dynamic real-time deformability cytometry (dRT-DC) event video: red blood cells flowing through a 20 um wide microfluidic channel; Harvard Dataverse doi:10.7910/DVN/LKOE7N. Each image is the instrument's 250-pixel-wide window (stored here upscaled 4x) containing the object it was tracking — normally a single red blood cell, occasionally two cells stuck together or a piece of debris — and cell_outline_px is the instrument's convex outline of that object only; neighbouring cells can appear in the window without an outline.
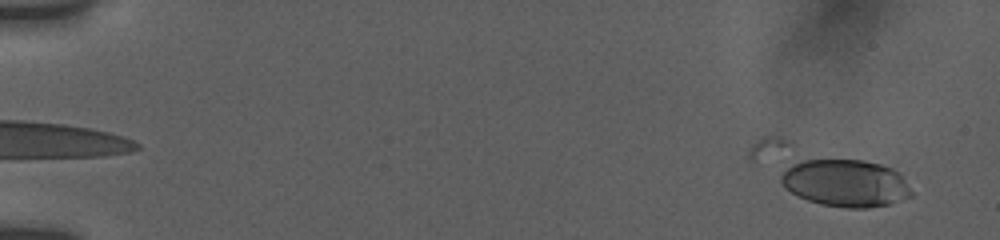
{"species": "human", "species_latin": "Homo sapiens", "temperature_condition": "room temperature", "stored_images_in_passage": 27, "camera_frame_rate_fps": 3000, "um_per_image_px": 0.085, "donor": {"sex": "female"}, "frame": {"image": 1, "passage_image": 4, "time_ms": 1.0, "image_size_px": [1000, 240], "cell_outline_px": [[912, 196], [888, 204], [868, 208], [848, 208], [820, 204], [808, 200], [784, 188], [780, 180], [780, 176], [792, 164], [804, 160], [864, 160], [880, 164], [892, 168], [900, 172], [912, 192]], "centroid_in_image_um": [71.9, 15.56], "position_along_channel_um": 13.1, "area_um2": 35.78}}
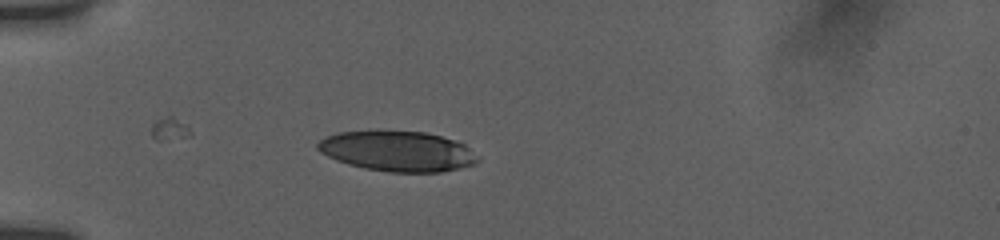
{"frame": {"image": 2, "passage_image": 18, "time_ms": 5.667, "image_size_px": [1000, 240], "cell_outline_px": [[480, 160], [476, 164], [460, 168], [440, 172], [388, 172], [364, 168], [348, 164], [336, 160], [320, 152], [316, 148], [316, 144], [324, 136], [336, 132], [424, 132], [440, 136], [464, 144], [480, 156]], "centroid_in_image_um": [33.8, 12.87], "position_along_channel_um": 51.2, "area_um2": 37.4}}
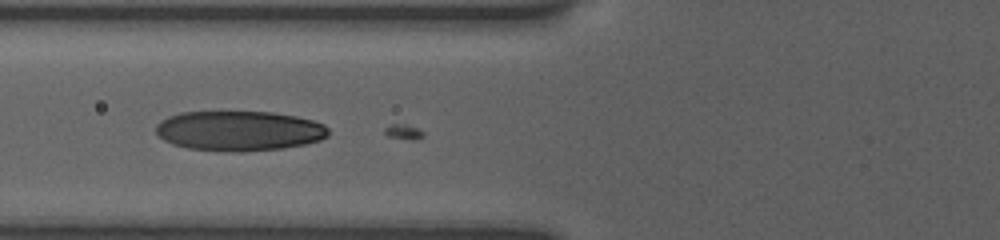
{"frame": {"image": 3, "passage_image": 24, "time_ms": 7.667, "image_size_px": [1000, 240], "cell_outline_px": [[328, 136], [320, 140], [304, 144], [284, 148], [240, 152], [188, 148], [172, 144], [164, 140], [156, 132], [156, 124], [160, 120], [168, 116], [180, 112], [272, 112], [296, 116], [312, 120], [324, 124], [328, 128]], "centroid_in_image_um": [20.32, 11.11], "position_along_channel_um": 105.5, "area_um2": 40.17}}